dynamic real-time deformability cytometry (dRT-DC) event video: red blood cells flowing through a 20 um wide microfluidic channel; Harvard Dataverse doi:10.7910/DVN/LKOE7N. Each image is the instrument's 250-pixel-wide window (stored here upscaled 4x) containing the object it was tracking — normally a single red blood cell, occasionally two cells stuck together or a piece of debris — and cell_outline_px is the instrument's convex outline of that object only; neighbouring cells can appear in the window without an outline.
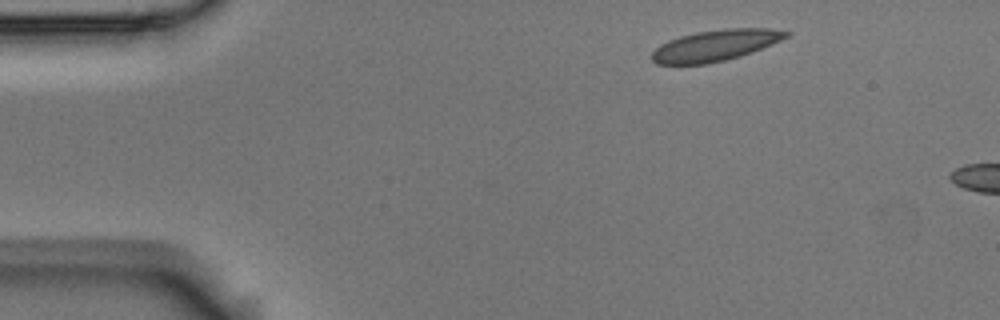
{"species": "Egyptian fruit bat (a non-hibernating species)", "species_latin": "Rousettus aegyptiacus", "temperature_condition": "room temperature", "stored_images_in_passage": 2, "camera_frame_rate_fps": 3000, "um_per_image_px": 0.085, "animal": {"sex": "male"}, "frame": {"image": 1, "passage_image": 1, "time_ms": 0.0, "image_size_px": [1000, 320], "cell_outline_px": [[792, 32], [788, 36], [780, 40], [752, 52], [740, 56], [708, 64], [656, 64], [652, 60], [652, 52], [660, 44], [668, 40], [680, 36], [696, 32], [724, 28], [768, 28]], "centroid_in_image_um": [60.78, 3.85], "position_along_channel_um": 24.2, "area_um2": 24.28}}